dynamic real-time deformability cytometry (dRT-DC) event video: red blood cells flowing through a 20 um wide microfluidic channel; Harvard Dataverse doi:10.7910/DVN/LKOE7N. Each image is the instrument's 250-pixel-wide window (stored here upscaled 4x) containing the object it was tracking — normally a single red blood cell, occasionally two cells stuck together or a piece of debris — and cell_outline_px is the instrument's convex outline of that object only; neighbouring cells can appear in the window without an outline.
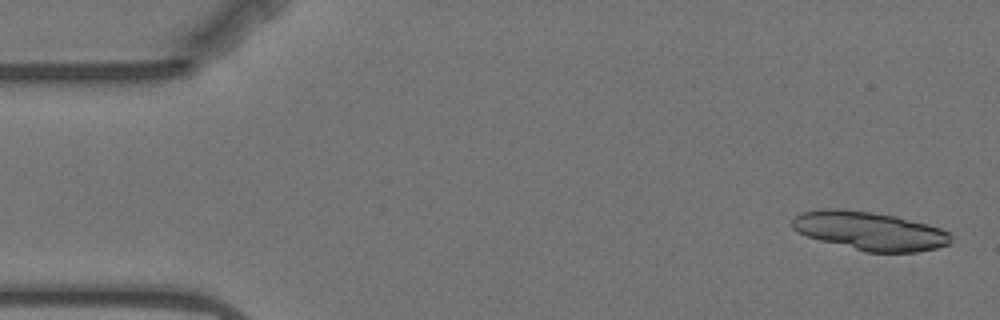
{"species": "Egyptian fruit bat (a non-hibernating species)", "species_latin": "Rousettus aegyptiacus", "temperature_condition": "warm", "stored_images_in_passage": 5, "camera_frame_rate_fps": 3000, "um_per_image_px": 0.085, "animal": {"sex": "female"}, "frame": {"image": 1, "passage_image": 1, "time_ms": 0.0, "image_size_px": [1000, 320], "cell_outline_px": [[952, 240], [948, 244], [936, 248], [916, 252], [864, 252], [820, 240], [796, 232], [792, 228], [792, 220], [800, 212], [824, 208], [836, 208], [872, 212], [896, 216], [928, 224], [940, 228], [948, 232], [952, 236]], "centroid_in_image_um": [73.91, 19.62], "position_along_channel_um": 11.1, "area_um2": 35.72}}